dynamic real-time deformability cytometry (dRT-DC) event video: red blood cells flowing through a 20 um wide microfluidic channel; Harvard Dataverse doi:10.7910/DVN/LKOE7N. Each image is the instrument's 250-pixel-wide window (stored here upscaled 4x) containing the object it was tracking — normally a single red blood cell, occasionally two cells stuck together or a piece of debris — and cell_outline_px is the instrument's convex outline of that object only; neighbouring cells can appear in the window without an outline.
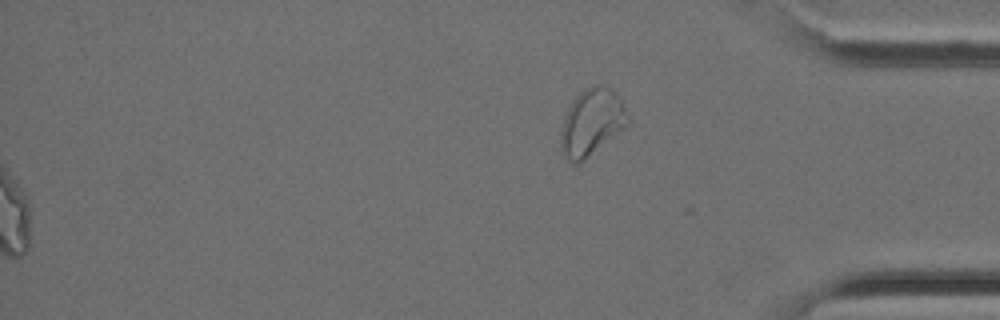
{"species": "Egyptian fruit bat (a non-hibernating species)", "species_latin": "Rousettus aegyptiacus", "temperature_condition": "cold", "stored_images_in_passage": 34, "segment_of_instrument_passage": [2, 2], "camera_frame_rate_fps": 3000, "um_per_image_px": 0.085, "animal": {"sex": "female"}, "frame": {"image": 1, "passage_image": 34, "time_ms": 11.0, "image_size_px": [1000, 320], "cell_outline_px": [[628, 124], [624, 128], [584, 160], [576, 164], [572, 164], [564, 156], [560, 148], [560, 132], [568, 108], [576, 96], [584, 88], [596, 84], [600, 84], [616, 92], [628, 116]], "centroid_in_image_um": [50.26, 10.4], "position_along_channel_um": 384.9, "area_um2": 25.78}}